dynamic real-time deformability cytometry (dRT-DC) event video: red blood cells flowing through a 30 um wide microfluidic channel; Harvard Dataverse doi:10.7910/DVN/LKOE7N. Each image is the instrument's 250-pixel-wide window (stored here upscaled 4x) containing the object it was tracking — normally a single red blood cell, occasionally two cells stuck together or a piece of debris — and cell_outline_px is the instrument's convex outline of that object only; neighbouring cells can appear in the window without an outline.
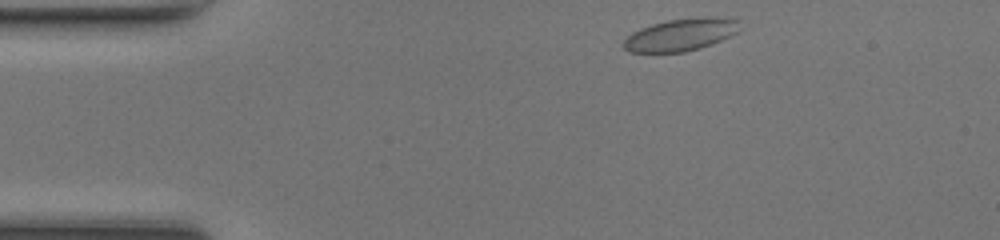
{"species": "common noctule bat (a hibernating species)", "species_latin": "Nyctalus noctula", "temperature_condition": "room temperature", "stored_images_in_passage": 41, "camera_frame_rate_fps": 3000, "um_per_image_px": 0.085, "animal": {"sex": "female", "body_mass_g": 17.0, "forearm_length_mm": 48.0}, "frame": {"image": 1, "passage_image": 1, "time_ms": 0.0, "image_size_px": [1000, 240], "cell_outline_px": [[740, 32], [712, 44], [700, 48], [684, 52], [628, 52], [620, 44], [632, 32], [640, 28], [652, 24], [668, 20], [708, 16], [716, 16], [740, 20]], "centroid_in_image_um": [57.9, 2.94], "position_along_channel_um": 27.1, "area_um2": 22.2}}
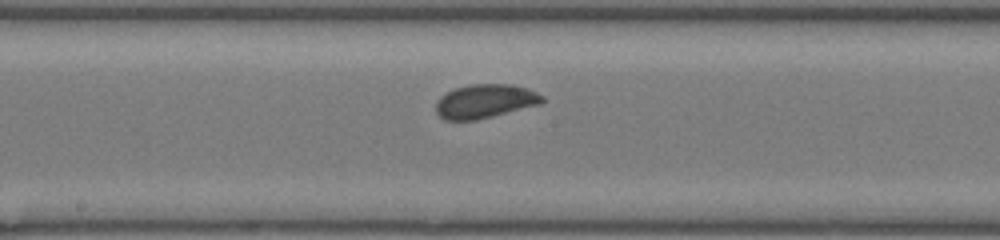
{"frame": {"image": 2, "passage_image": 18, "time_ms": 5.667, "image_size_px": [1000, 240], "cell_outline_px": [[544, 100], [540, 104], [476, 120], [444, 120], [436, 112], [436, 100], [440, 96], [452, 88], [468, 84], [512, 84], [528, 88], [544, 96]], "centroid_in_image_um": [41.2, 8.59], "position_along_channel_um": 207.0, "area_um2": 21.15}}
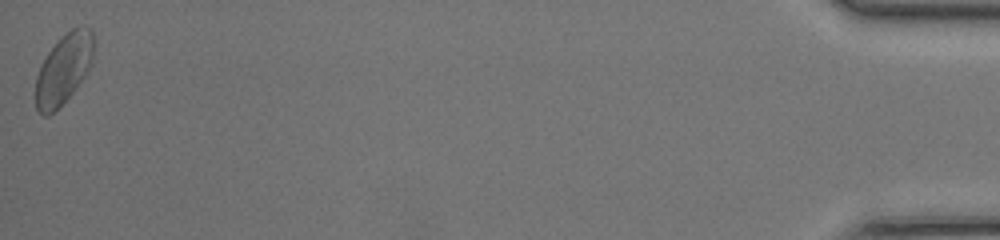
{"frame": {"image": 3, "passage_image": 41, "time_ms": 13.333, "image_size_px": [1000, 240], "cell_outline_px": [[92, 60], [84, 76], [72, 92], [48, 116], [40, 116], [36, 108], [36, 76], [40, 64], [48, 52], [72, 28], [84, 24], [92, 28]], "centroid_in_image_um": [5.38, 5.86], "position_along_channel_um": 429.8, "area_um2": 23.12}, "authors_computed_cell_mechanics": {"area_um2": 21.0392, "velocity_mm_per_s": 4.2761, "shape_relaxation_time_tau1_ms": 2.7725, "shape_relaxation_time_tau2_ms": 0.639, "deformation_change_tau1": 0.0561, "deformation_change_tau2": 0.0363}}